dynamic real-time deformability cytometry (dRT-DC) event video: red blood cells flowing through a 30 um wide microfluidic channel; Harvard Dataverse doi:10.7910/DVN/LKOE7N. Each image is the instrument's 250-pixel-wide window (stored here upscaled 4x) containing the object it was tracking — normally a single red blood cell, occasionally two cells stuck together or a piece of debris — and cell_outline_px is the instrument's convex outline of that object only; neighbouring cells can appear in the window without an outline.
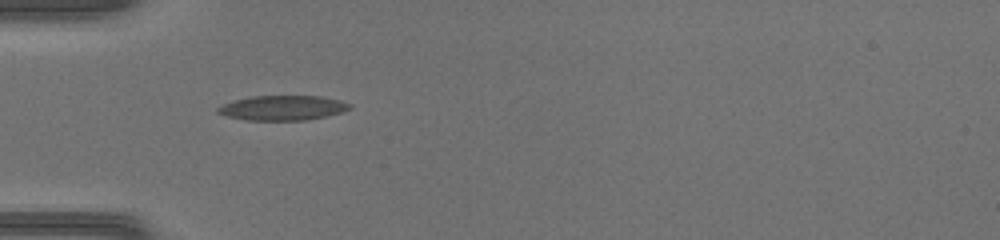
{"species": "common noctule bat (a hibernating species)", "species_latin": "Nyctalus noctula", "temperature_condition": "warm", "stored_images_in_passage": 34, "camera_frame_rate_fps": 3000, "um_per_image_px": 0.085, "animal": {"sex": "female", "body_mass_g": 17.0, "forearm_length_mm": 48.0}, "frame": {"image": 1, "passage_image": 1, "time_ms": 0.0, "image_size_px": [1000, 240], "cell_outline_px": [[352, 108], [344, 112], [304, 120], [244, 120], [228, 116], [216, 112], [216, 108], [224, 104], [236, 100], [252, 96], [320, 96], [340, 100], [352, 104]], "centroid_in_image_um": [24.06, 9.17], "position_along_channel_um": 60.9, "area_um2": 18.96}}
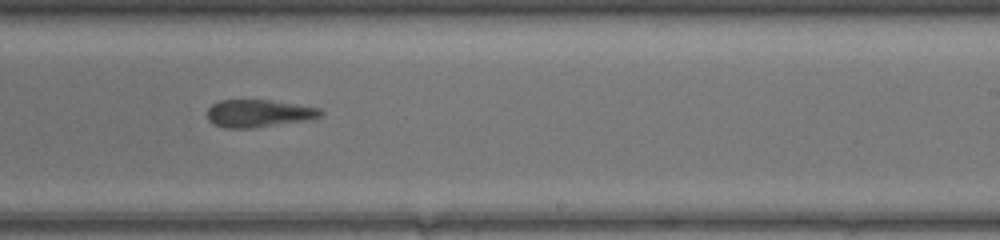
{"frame": {"image": 2, "passage_image": 16, "time_ms": 5.0, "image_size_px": [1000, 240], "cell_outline_px": [[324, 112], [320, 116], [308, 120], [252, 128], [224, 128], [212, 124], [208, 120], [208, 108], [212, 104], [220, 100], [272, 100], [320, 108]], "centroid_in_image_um": [21.97, 9.64], "position_along_channel_um": 267.0, "area_um2": 18.26}}
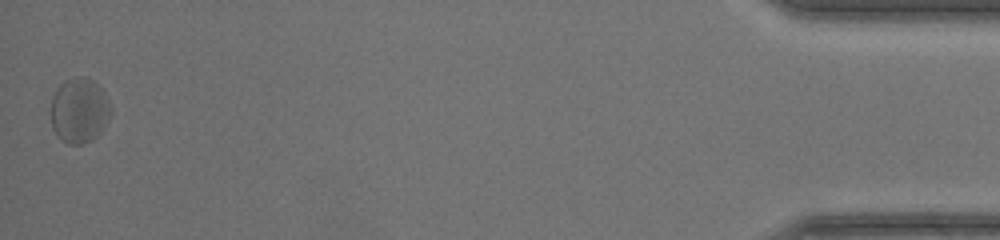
{"frame": {"image": 3, "passage_image": 34, "time_ms": 11.0, "image_size_px": [1000, 240], "cell_outline_px": [[112, 112], [100, 132], [92, 140], [84, 144], [68, 144], [60, 140], [56, 136], [52, 128], [48, 112], [52, 96], [56, 88], [64, 80], [76, 76], [84, 76], [92, 80], [100, 88]], "centroid_in_image_um": [6.65, 9.4], "position_along_channel_um": 428.6, "area_um2": 23.06}, "authors_computed_cell_mechanics": {"area_um2": 18.8139, "velocity_mm_per_s": 4.2048, "shape_relaxation_time_tau1_ms": 8.3429, "shape_relaxation_time_tau2_ms": 3.1883, "deformation_change_tau1": 0.1594, "deformation_change_tau2": 0.1079}}